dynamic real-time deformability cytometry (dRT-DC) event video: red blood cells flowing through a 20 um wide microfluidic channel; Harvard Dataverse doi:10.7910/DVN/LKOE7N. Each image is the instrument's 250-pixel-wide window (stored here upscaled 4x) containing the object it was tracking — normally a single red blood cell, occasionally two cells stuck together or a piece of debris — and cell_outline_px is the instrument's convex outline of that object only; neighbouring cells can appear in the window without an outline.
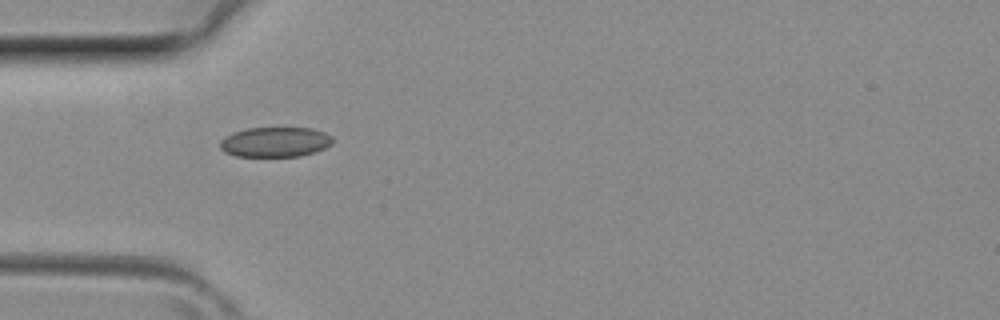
{"species": "common noctule bat (a hibernating species)", "species_latin": "Nyctalus noctula", "temperature_condition": "room temperature", "stored_images_in_passage": 29, "camera_frame_rate_fps": 3000, "um_per_image_px": 0.085, "animal": {"sex": "female", "body_mass_g": 29.2, "forearm_length_mm": 56.3}, "frame": {"image": 1, "passage_image": 1, "time_ms": 0.0, "image_size_px": [1000, 320], "cell_outline_px": [[332, 144], [316, 152], [300, 156], [236, 156], [224, 152], [220, 148], [220, 140], [224, 136], [232, 132], [248, 128], [312, 128], [324, 132], [332, 136]], "centroid_in_image_um": [23.37, 12.07], "position_along_channel_um": 61.6, "area_um2": 19.77}}
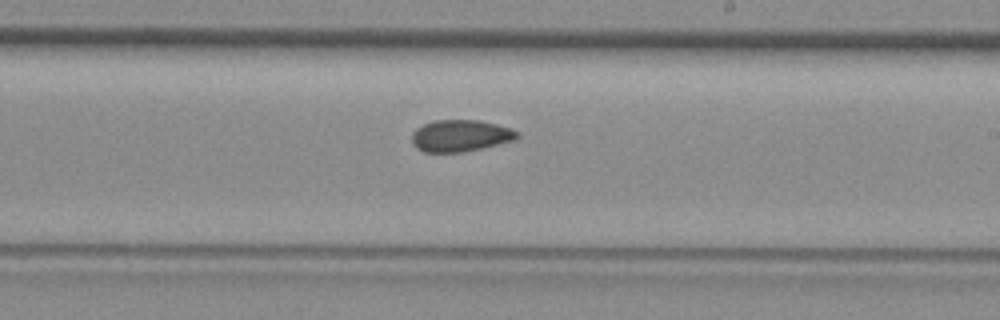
{"frame": {"image": 2, "passage_image": 12, "time_ms": 3.667, "image_size_px": [1000, 320], "cell_outline_px": [[520, 136], [512, 140], [480, 148], [460, 152], [424, 152], [416, 148], [412, 140], [412, 132], [416, 128], [424, 124], [436, 120], [480, 120], [512, 128], [520, 132]], "centroid_in_image_um": [39.13, 11.52], "position_along_channel_um": 249.9, "area_um2": 19.36}}
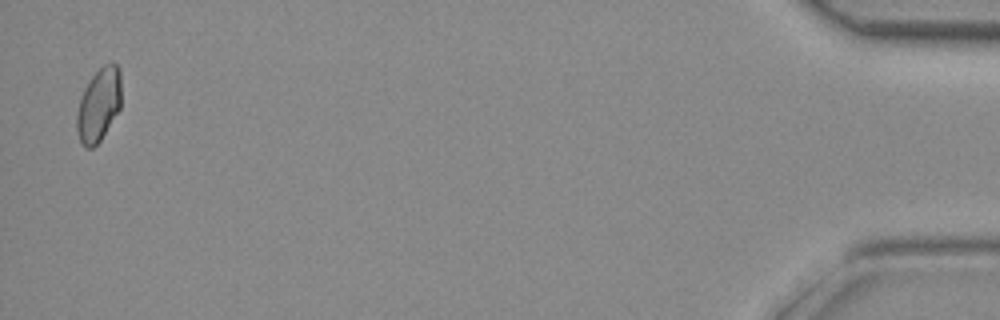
{"frame": {"image": 3, "passage_image": 28, "time_ms": 9.0, "image_size_px": [1000, 320], "cell_outline_px": [[120, 108], [100, 140], [92, 148], [84, 148], [80, 144], [76, 128], [76, 116], [80, 96], [84, 88], [92, 76], [104, 64], [116, 64], [120, 68]], "centroid_in_image_um": [8.36, 8.93], "position_along_channel_um": 426.8, "area_um2": 18.96}}